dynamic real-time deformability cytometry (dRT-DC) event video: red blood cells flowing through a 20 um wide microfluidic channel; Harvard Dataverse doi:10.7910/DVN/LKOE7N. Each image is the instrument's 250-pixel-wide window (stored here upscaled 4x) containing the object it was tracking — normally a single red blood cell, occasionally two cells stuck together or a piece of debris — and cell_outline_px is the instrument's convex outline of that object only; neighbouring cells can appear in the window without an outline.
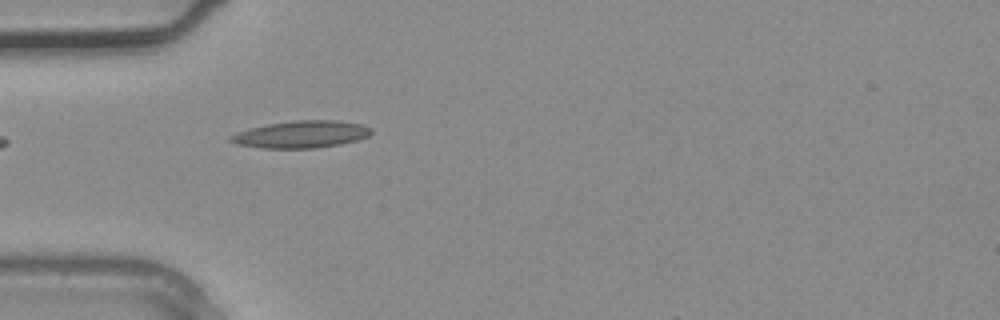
{"species": "common noctule bat (a hibernating species)", "species_latin": "Nyctalus noctula", "temperature_condition": "warm", "stored_images_in_passage": 1, "camera_frame_rate_fps": 3000, "um_per_image_px": 0.085, "animal": {"sex": "male", "body_mass_g": 20.4}, "frame": {"image": 1, "passage_image": 1, "time_ms": 0.0, "image_size_px": [1000, 320], "cell_outline_px": [[372, 132], [368, 136], [356, 140], [340, 144], [316, 148], [260, 148], [236, 144], [228, 140], [228, 136], [236, 132], [268, 124], [296, 120], [336, 120], [364, 124], [372, 128]], "centroid_in_image_um": [25.61, 11.42], "position_along_channel_um": 59.4, "area_um2": 22.31}}